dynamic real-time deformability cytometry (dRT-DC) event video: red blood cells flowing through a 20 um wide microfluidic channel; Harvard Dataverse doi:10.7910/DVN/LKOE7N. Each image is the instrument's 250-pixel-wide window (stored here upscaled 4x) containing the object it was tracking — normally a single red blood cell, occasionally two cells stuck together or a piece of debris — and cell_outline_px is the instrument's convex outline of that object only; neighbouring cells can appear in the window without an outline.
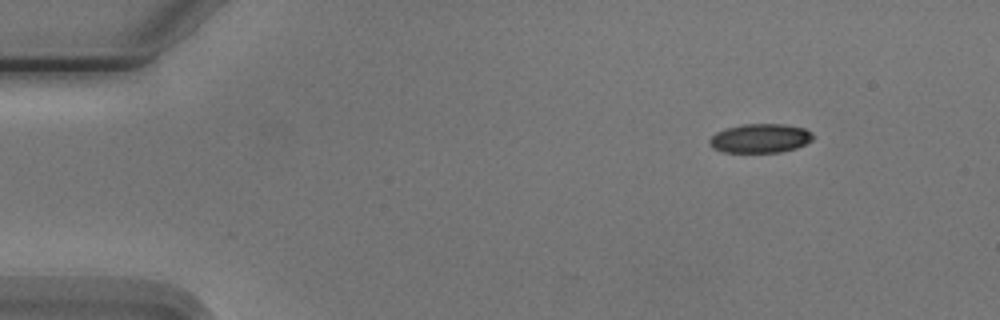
{"species": "Egyptian fruit bat (a non-hibernating species)", "species_latin": "Rousettus aegyptiacus", "temperature_condition": "cold", "stored_images_in_passage": 7, "camera_frame_rate_fps": 3000, "um_per_image_px": 0.085, "animal": {"sex": "male"}, "frame": {"image": 1, "passage_image": 1, "time_ms": 0.0, "image_size_px": [1000, 320], "cell_outline_px": [[816, 136], [812, 140], [796, 148], [780, 152], [720, 152], [712, 148], [708, 144], [708, 140], [716, 132], [724, 128], [740, 124], [784, 124], [804, 128], [812, 132]], "centroid_in_image_um": [64.59, 11.75], "position_along_channel_um": 20.4, "area_um2": 17.8}}
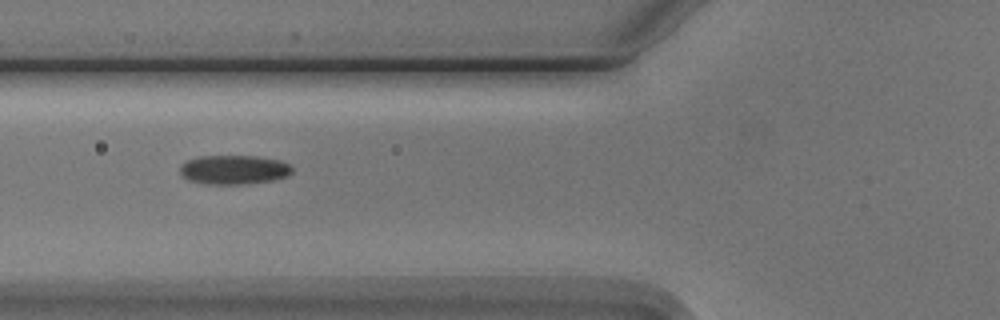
{"frame": {"image": 2, "passage_image": 5, "time_ms": 4.667, "image_size_px": [1000, 320], "cell_outline_px": [[292, 172], [288, 176], [272, 180], [240, 184], [208, 184], [188, 180], [180, 172], [180, 164], [188, 160], [200, 156], [256, 156], [280, 160], [288, 164], [292, 168]], "centroid_in_image_um": [19.87, 14.42], "position_along_channel_um": 105.9, "area_um2": 18.96}}
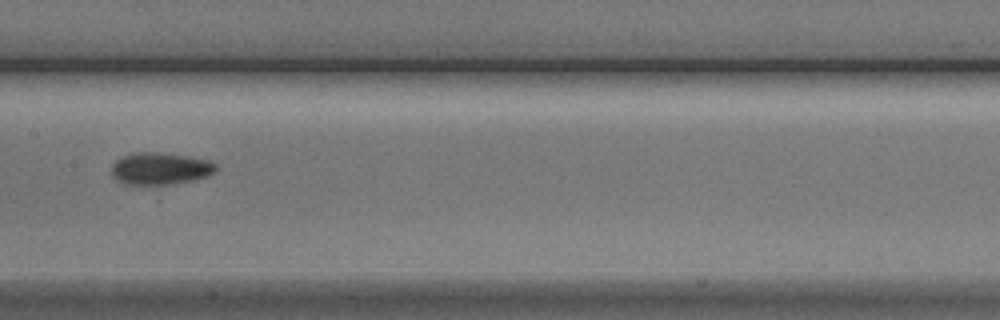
{"frame": {"image": 3, "passage_image": 7, "time_ms": 7.0, "image_size_px": [1000, 320], "cell_outline_px": [[216, 172], [208, 176], [192, 180], [168, 184], [124, 184], [116, 180], [112, 176], [112, 164], [116, 160], [124, 156], [136, 152], [152, 152], [188, 156], [208, 160], [216, 164]], "centroid_in_image_um": [13.61, 14.33], "position_along_channel_um": 193.8, "area_um2": 19.36}}